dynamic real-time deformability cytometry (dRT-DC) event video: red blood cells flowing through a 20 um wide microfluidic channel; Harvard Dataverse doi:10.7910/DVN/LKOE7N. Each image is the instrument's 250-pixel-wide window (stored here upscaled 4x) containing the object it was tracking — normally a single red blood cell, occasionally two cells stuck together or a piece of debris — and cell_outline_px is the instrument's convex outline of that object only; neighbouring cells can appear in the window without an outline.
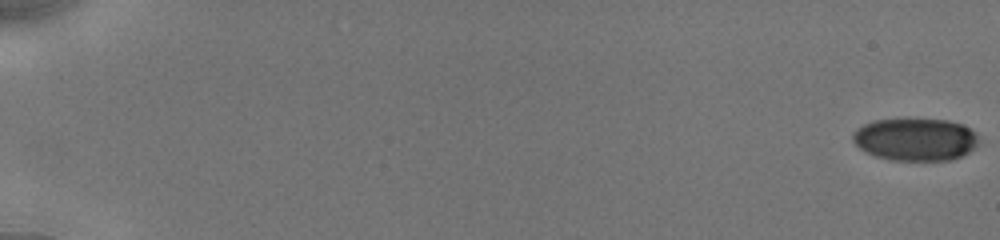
{"species": "human", "species_latin": "Homo sapiens", "temperature_condition": "cold", "stored_images_in_passage": 71, "camera_frame_rate_fps": 3000, "um_per_image_px": 0.085, "donor": {"sex": "male"}, "frame": {"image": 1, "passage_image": 1, "time_ms": 0.0, "image_size_px": [1000, 240], "cell_outline_px": [[980, 144], [968, 152], [960, 156], [948, 160], [888, 160], [864, 152], [852, 140], [852, 132], [856, 128], [872, 120], [948, 120], [960, 124], [968, 128], [980, 140]], "centroid_in_image_um": [77.76, 11.86], "position_along_channel_um": 7.2, "area_um2": 31.04}}
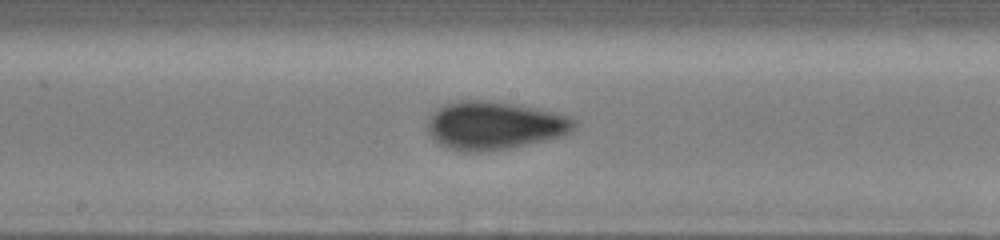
{"frame": {"image": 2, "passage_image": 42, "time_ms": 10.333, "image_size_px": [1000, 240], "cell_outline_px": [[576, 124], [568, 132], [560, 136], [544, 140], [508, 148], [480, 152], [464, 152], [448, 148], [432, 140], [428, 132], [428, 120], [444, 104], [456, 100], [480, 100], [512, 104], [552, 112], [568, 116], [576, 120]], "centroid_in_image_um": [41.96, 10.68], "position_along_channel_um": 206.2, "area_um2": 40.46}}
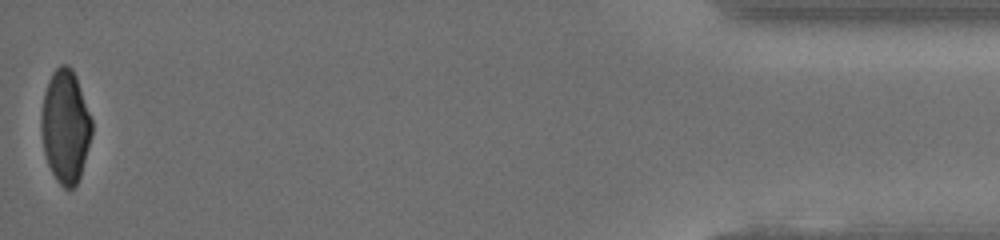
{"frame": {"image": 3, "passage_image": 71, "time_ms": 18.0, "image_size_px": [1000, 240], "cell_outline_px": [[92, 132], [80, 176], [76, 184], [72, 188], [64, 188], [56, 180], [48, 164], [44, 152], [40, 128], [40, 116], [44, 92], [48, 80], [52, 72], [60, 64], [68, 64], [72, 68], [76, 76], [92, 120]], "centroid_in_image_um": [5.53, 10.71], "position_along_channel_um": 429.7, "area_um2": 33.35}, "authors_computed_cell_mechanics": {"area_um2": 37.1654, "velocity_mm_per_s": 3.9344, "shape_relaxation_time_tau1_ms": 6.5028, "shape_relaxation_time_tau2_ms": 1.2802, "deformation_change_tau1": 0.1218, "deformation_change_tau2": 0.0426}}